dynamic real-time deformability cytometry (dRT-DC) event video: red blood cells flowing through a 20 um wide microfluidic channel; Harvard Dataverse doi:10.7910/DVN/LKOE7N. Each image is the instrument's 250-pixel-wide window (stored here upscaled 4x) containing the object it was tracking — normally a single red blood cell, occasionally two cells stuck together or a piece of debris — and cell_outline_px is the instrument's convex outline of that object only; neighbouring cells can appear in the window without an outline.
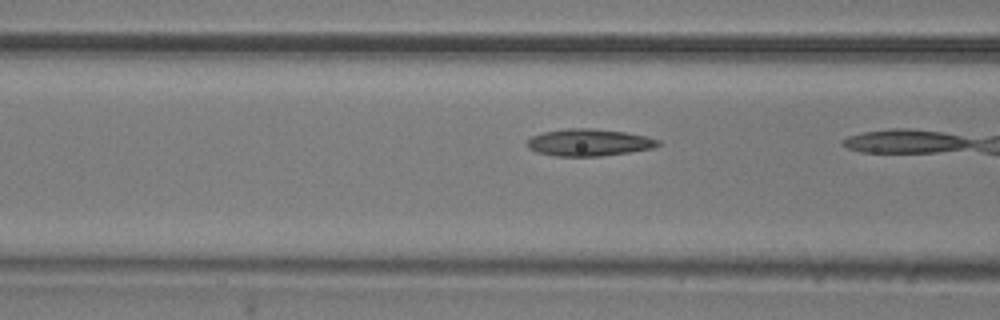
{"species": "common noctule bat (a hibernating species)", "species_latin": "Nyctalus noctula", "temperature_condition": "room temperature", "stored_images_in_passage": 10, "camera_frame_rate_fps": 3000, "um_per_image_px": 0.085, "animal": {"sex": "male", "body_mass_g": 20.5, "forearm_length_mm": 52.5}, "frame": {"image": 1, "passage_image": 9, "time_ms": 2.667, "image_size_px": [1000, 320], "cell_outline_px": [[660, 144], [652, 148], [628, 152], [600, 156], [556, 156], [536, 152], [528, 148], [524, 144], [532, 136], [544, 132], [568, 128], [592, 128], [624, 132], [648, 136], [660, 140]], "centroid_in_image_um": [50.04, 12.11], "position_along_channel_um": 116.6, "area_um2": 20.63}}